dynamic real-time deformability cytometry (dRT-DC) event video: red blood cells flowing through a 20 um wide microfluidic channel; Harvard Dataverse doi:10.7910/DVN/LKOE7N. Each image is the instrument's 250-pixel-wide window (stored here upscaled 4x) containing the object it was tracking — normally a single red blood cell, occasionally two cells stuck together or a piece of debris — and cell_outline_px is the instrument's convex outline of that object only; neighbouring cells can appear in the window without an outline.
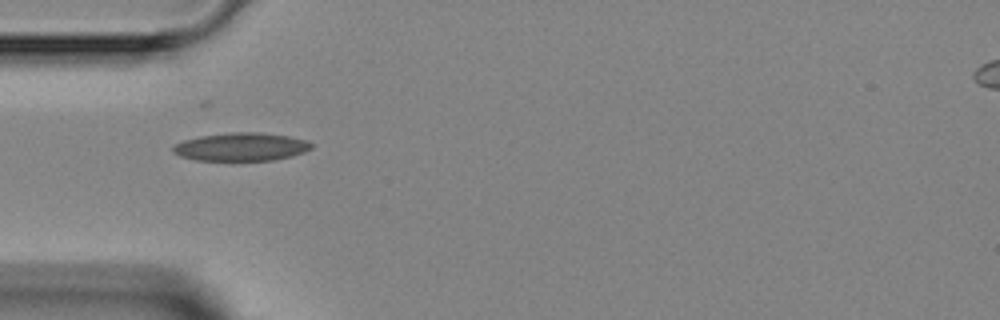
{"species": "Egyptian fruit bat (a non-hibernating species)", "species_latin": "Rousettus aegyptiacus", "temperature_condition": "room temperature", "stored_images_in_passage": 3, "camera_frame_rate_fps": 3000, "um_per_image_px": 0.085, "animal": {"sex": "female"}, "frame": {"image": 1, "passage_image": 1, "time_ms": 0.0, "image_size_px": [1000, 320], "cell_outline_px": [[312, 148], [304, 152], [292, 156], [272, 160], [196, 160], [180, 156], [172, 152], [172, 148], [176, 144], [184, 140], [200, 136], [232, 132], [260, 132], [288, 136], [308, 140], [312, 144]], "centroid_in_image_um": [20.51, 12.48], "position_along_channel_um": 64.5, "area_um2": 22.66}}
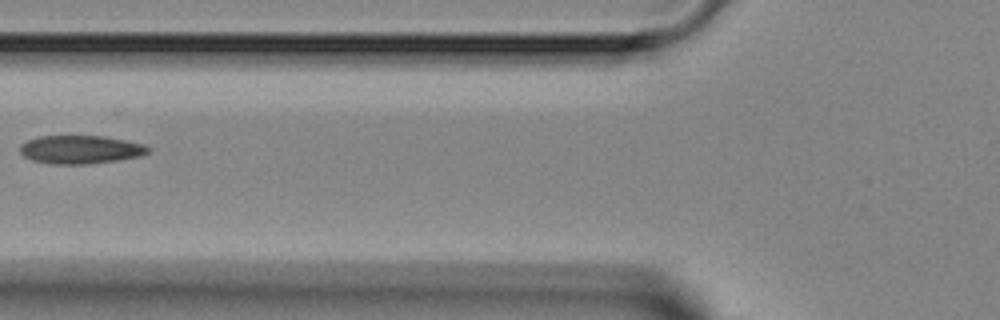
{"frame": {"image": 2, "passage_image": 2, "time_ms": 1.333, "image_size_px": [1000, 320], "cell_outline_px": [[152, 148], [148, 152], [140, 156], [116, 160], [84, 164], [52, 164], [32, 160], [24, 156], [20, 152], [20, 144], [28, 140], [40, 136], [104, 136], [144, 144]], "centroid_in_image_um": [6.83, 12.71], "position_along_channel_um": 119.0, "area_um2": 21.04}}
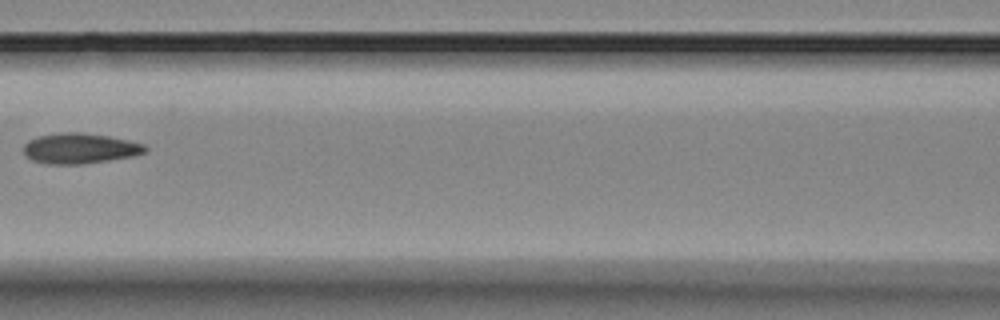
{"frame": {"image": 3, "passage_image": 3, "time_ms": 2.333, "image_size_px": [1000, 320], "cell_outline_px": [[148, 148], [144, 152], [132, 156], [84, 164], [44, 164], [32, 160], [24, 156], [24, 144], [28, 140], [36, 136], [60, 132], [80, 132], [108, 136], [128, 140], [144, 144]], "centroid_in_image_um": [6.73, 12.61], "position_along_channel_um": 159.9, "area_um2": 21.68}}